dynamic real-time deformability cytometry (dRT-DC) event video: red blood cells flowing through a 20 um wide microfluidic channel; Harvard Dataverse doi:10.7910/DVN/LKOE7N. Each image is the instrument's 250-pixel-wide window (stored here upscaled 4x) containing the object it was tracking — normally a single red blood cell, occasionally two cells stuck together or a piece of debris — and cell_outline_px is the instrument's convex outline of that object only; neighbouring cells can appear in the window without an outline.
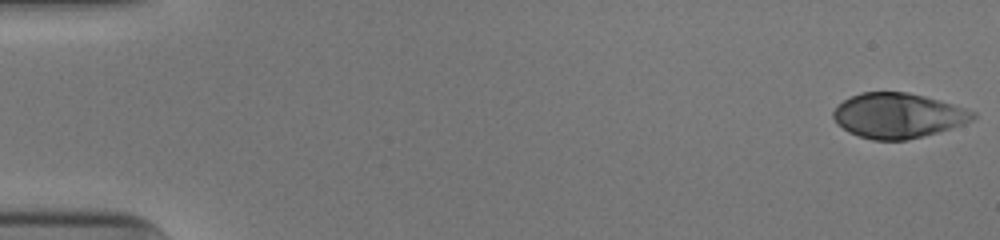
{"species": "human", "species_latin": "Homo sapiens", "temperature_condition": "cold", "stored_images_in_passage": 52, "camera_frame_rate_fps": 3000, "um_per_image_px": 0.085, "donor": {"sex": "male"}, "frame": {"image": 1, "passage_image": 1, "time_ms": 0.0, "image_size_px": [1000, 240], "cell_outline_px": [[976, 116], [972, 120], [964, 124], [936, 132], [904, 140], [872, 140], [848, 132], [832, 116], [832, 112], [844, 100], [860, 92], [908, 92], [940, 100], [976, 112]], "centroid_in_image_um": [76.33, 9.81], "position_along_channel_um": 8.7, "area_um2": 36.13}}
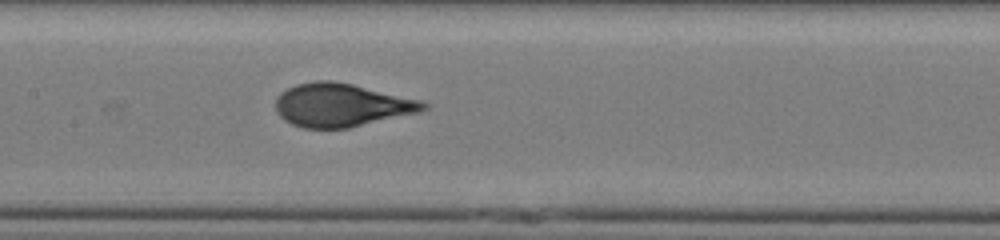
{"frame": {"image": 2, "passage_image": 26, "time_ms": 8.333, "image_size_px": [1000, 240], "cell_outline_px": [[432, 104], [428, 108], [416, 112], [348, 128], [304, 128], [292, 124], [284, 120], [276, 112], [276, 96], [280, 92], [296, 84], [316, 80], [328, 80], [352, 84], [420, 100]], "centroid_in_image_um": [28.98, 8.92], "position_along_channel_um": 178.4, "area_um2": 36.99}}
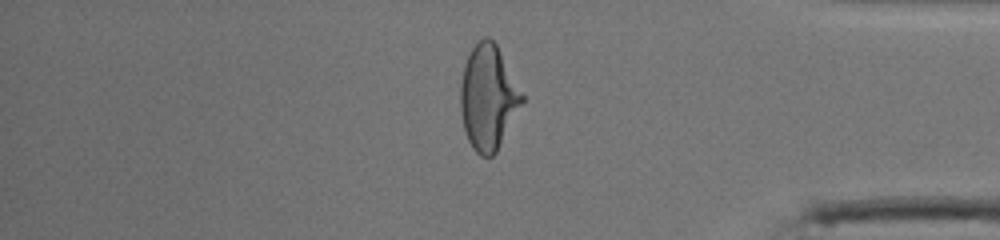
{"frame": {"image": 3, "passage_image": 44, "time_ms": 14.333, "image_size_px": [1000, 240], "cell_outline_px": [[524, 100], [496, 152], [492, 156], [480, 156], [472, 148], [468, 140], [464, 128], [460, 112], [460, 84], [464, 64], [472, 48], [484, 36], [488, 36], [496, 44], [524, 96]], "centroid_in_image_um": [41.47, 8.29], "position_along_channel_um": 393.7, "area_um2": 37.22}, "authors_computed_cell_mechanics": {"area_um2": 36.7608, "velocity_mm_per_s": 3.9603, "shape_relaxation_time_tau1_ms": 6.1364, "shape_relaxation_time_tau2_ms": null, "deformation_change_tau1": 0.243, "deformation_change_tau2": null}}